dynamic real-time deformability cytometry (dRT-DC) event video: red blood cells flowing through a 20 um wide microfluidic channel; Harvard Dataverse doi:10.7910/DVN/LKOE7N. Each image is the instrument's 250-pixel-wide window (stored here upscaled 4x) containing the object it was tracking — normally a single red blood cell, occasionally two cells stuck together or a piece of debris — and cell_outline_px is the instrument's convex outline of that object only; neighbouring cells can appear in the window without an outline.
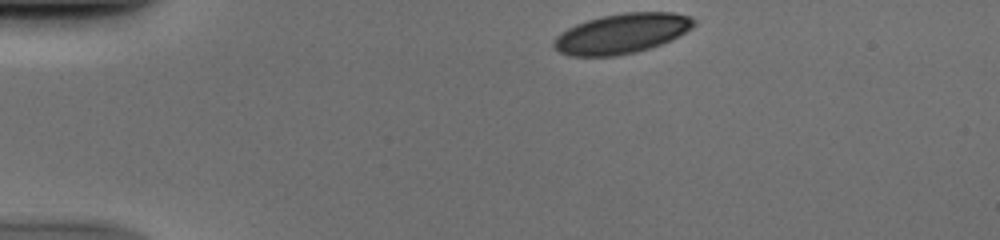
{"species": "human", "species_latin": "Homo sapiens", "temperature_condition": "cold", "stored_images_in_passage": 30, "camera_frame_rate_fps": 3000, "um_per_image_px": 0.085, "donor": {"sex": "male"}, "frame": {"image": 1, "passage_image": 1, "time_ms": 0.0, "image_size_px": [1000, 240], "cell_outline_px": [[696, 24], [692, 28], [672, 40], [636, 52], [616, 56], [568, 56], [552, 48], [552, 40], [560, 32], [576, 24], [600, 16], [624, 12], [672, 12], [688, 16], [696, 20]], "centroid_in_image_um": [52.82, 2.85], "position_along_channel_um": 32.2, "area_um2": 32.83}}
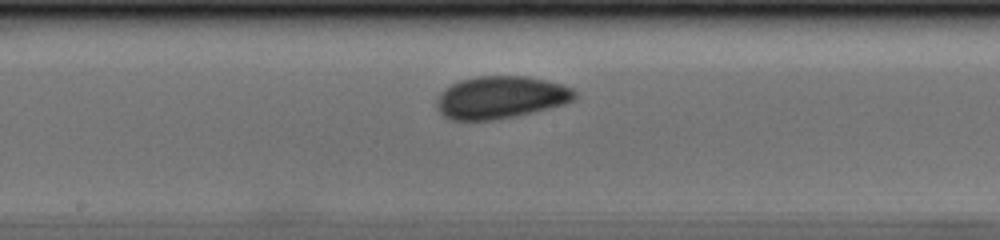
{"frame": {"image": 2, "passage_image": 19, "time_ms": 6.0, "image_size_px": [1000, 240], "cell_outline_px": [[576, 96], [572, 100], [564, 104], [516, 116], [496, 120], [448, 120], [436, 108], [436, 100], [440, 92], [444, 88], [460, 80], [476, 76], [528, 76], [560, 84], [572, 88], [576, 92]], "centroid_in_image_um": [42.51, 8.28], "position_along_channel_um": 205.7, "area_um2": 34.22}}
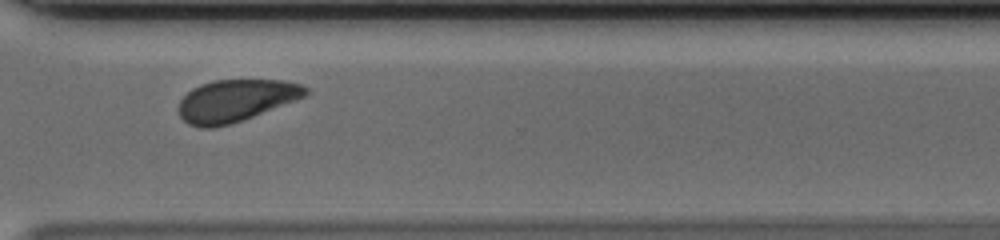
{"frame": {"image": 3, "passage_image": 30, "time_ms": 9.667, "image_size_px": [1000, 240], "cell_outline_px": [[308, 92], [304, 96], [296, 100], [232, 124], [212, 128], [200, 128], [188, 124], [180, 116], [176, 108], [180, 100], [192, 88], [200, 84], [212, 80], [284, 80], [300, 84], [308, 88]], "centroid_in_image_um": [19.99, 8.56], "position_along_channel_um": 350.6, "area_um2": 31.27}}